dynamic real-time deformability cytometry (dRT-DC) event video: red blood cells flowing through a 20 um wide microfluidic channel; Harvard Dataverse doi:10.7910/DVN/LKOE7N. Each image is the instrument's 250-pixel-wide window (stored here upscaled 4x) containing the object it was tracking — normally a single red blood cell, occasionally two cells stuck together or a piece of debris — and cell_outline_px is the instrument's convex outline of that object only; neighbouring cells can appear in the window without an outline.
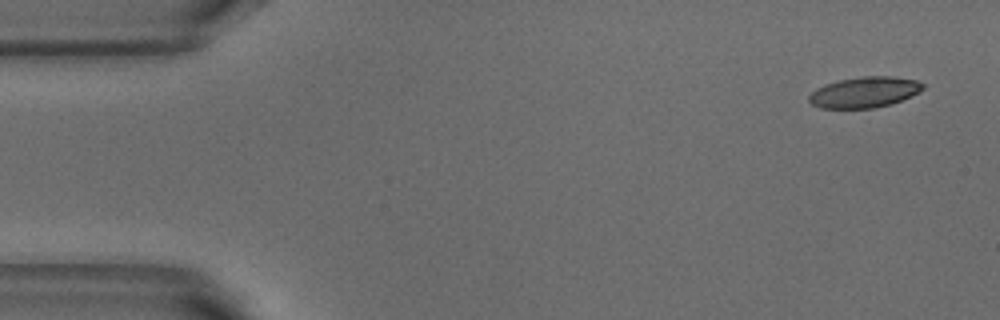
{"species": "common noctule bat (a hibernating species)", "species_latin": "Nyctalus noctula", "temperature_condition": "warm", "stored_images_in_passage": 4, "camera_frame_rate_fps": 3000, "um_per_image_px": 0.085, "animal": {"sex": "male", "body_mass_g": 18.8}, "frame": {"image": 1, "passage_image": 1, "time_ms": 0.0, "image_size_px": [1000, 320], "cell_outline_px": [[924, 88], [892, 104], [872, 108], [820, 108], [812, 104], [808, 100], [808, 96], [816, 88], [824, 84], [840, 80], [864, 76], [896, 76], [916, 80], [924, 84]], "centroid_in_image_um": [73.44, 7.83], "position_along_channel_um": 11.6, "area_um2": 20.29}}
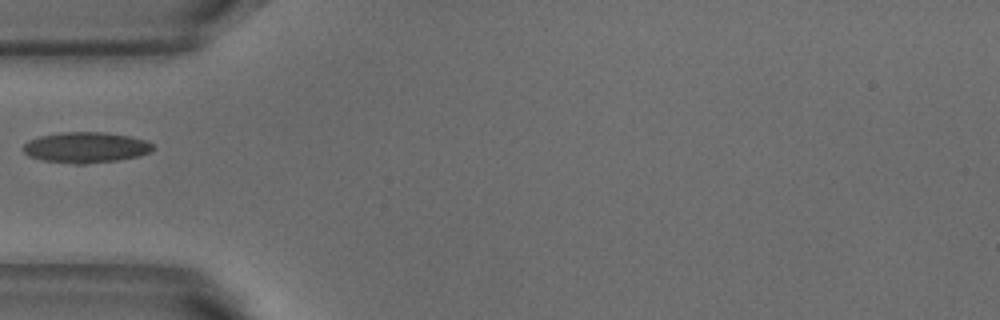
{"frame": {"image": 2, "passage_image": 4, "time_ms": 1.0, "image_size_px": [1000, 320], "cell_outline_px": [[156, 148], [152, 152], [140, 156], [116, 160], [84, 164], [76, 164], [44, 160], [28, 156], [24, 152], [24, 144], [28, 140], [40, 136], [60, 132], [104, 132], [132, 136], [144, 140], [152, 144]], "centroid_in_image_um": [7.33, 12.52], "position_along_channel_um": 77.7, "area_um2": 23.29}}